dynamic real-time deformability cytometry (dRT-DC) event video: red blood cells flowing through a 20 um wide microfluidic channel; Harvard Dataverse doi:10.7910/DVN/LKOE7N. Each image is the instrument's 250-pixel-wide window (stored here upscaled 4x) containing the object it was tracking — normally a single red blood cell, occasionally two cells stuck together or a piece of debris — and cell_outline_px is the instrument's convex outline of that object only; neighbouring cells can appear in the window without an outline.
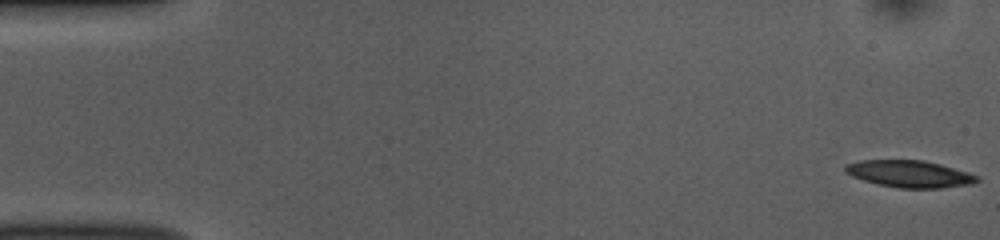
{"species": "common noctule bat (a hibernating species)", "species_latin": "Nyctalus noctula", "temperature_condition": "room temperature", "stored_images_in_passage": 46, "camera_frame_rate_fps": 3000, "um_per_image_px": 0.085, "animal": {"sex": "female", "body_mass_g": 10.0, "forearm_length_mm": 53.1}, "frame": {"image": 1, "passage_image": 1, "time_ms": 0.0, "image_size_px": [1000, 240], "cell_outline_px": [[980, 180], [972, 184], [940, 188], [900, 188], [880, 184], [864, 180], [852, 176], [844, 172], [844, 164], [860, 160], [924, 160], [940, 164], [968, 172], [980, 176]], "centroid_in_image_um": [77.32, 14.77], "position_along_channel_um": 7.7, "area_um2": 20.75}}
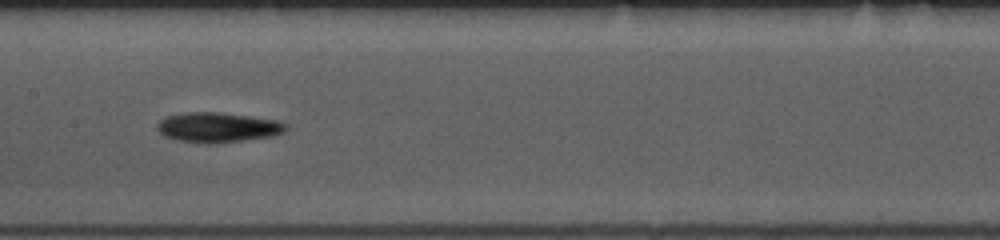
{"frame": {"image": 2, "passage_image": 26, "time_ms": 8.333, "image_size_px": [1000, 240], "cell_outline_px": [[288, 128], [284, 132], [272, 136], [208, 144], [176, 140], [164, 136], [156, 128], [156, 124], [160, 120], [168, 116], [184, 112], [220, 112], [280, 120], [288, 124]], "centroid_in_image_um": [18.52, 10.81], "position_along_channel_um": 188.9, "area_um2": 22.54}}
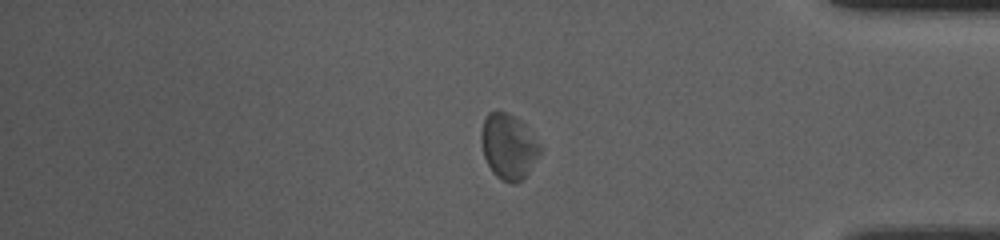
{"frame": {"image": 3, "passage_image": 44, "time_ms": 14.333, "image_size_px": [1000, 240], "cell_outline_px": [[544, 148], [528, 172], [516, 184], [512, 184], [500, 180], [492, 172], [484, 156], [480, 140], [480, 132], [484, 120], [488, 112], [508, 112], [520, 120], [528, 128]], "centroid_in_image_um": [43.23, 12.45], "position_along_channel_um": 392.0, "area_um2": 22.6}}